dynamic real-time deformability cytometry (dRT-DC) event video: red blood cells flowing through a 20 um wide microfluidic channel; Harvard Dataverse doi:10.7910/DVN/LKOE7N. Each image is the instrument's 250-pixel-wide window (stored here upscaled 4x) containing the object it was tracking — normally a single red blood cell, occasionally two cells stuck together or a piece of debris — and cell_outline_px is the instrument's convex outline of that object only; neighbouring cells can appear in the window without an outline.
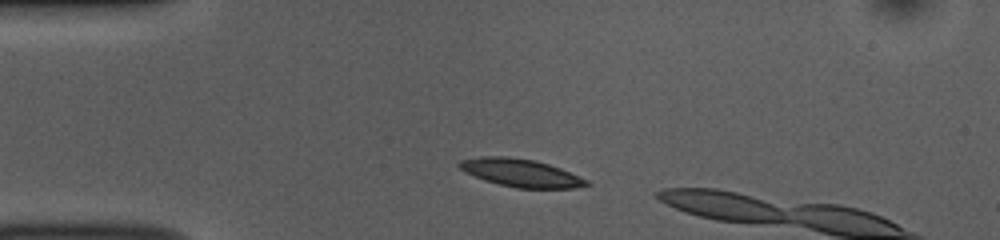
{"species": "common noctule bat (a hibernating species)", "species_latin": "Nyctalus noctula", "temperature_condition": "room temperature", "stored_images_in_passage": 5, "camera_frame_rate_fps": 3000, "um_per_image_px": 0.085, "animal": {"sex": "female", "body_mass_g": 10.0, "forearm_length_mm": 53.1}, "frame": {"image": 1, "passage_image": 5, "time_ms": 1.333, "image_size_px": [1000, 240], "cell_outline_px": [[788, 220], [724, 220], [704, 216], [688, 212], [664, 200], [660, 196], [680, 188], [704, 188], [732, 192], [768, 204], [776, 208]], "centroid_in_image_um": [61.35, 17.42], "position_along_channel_um": 23.6, "area_um2": 18.67}}